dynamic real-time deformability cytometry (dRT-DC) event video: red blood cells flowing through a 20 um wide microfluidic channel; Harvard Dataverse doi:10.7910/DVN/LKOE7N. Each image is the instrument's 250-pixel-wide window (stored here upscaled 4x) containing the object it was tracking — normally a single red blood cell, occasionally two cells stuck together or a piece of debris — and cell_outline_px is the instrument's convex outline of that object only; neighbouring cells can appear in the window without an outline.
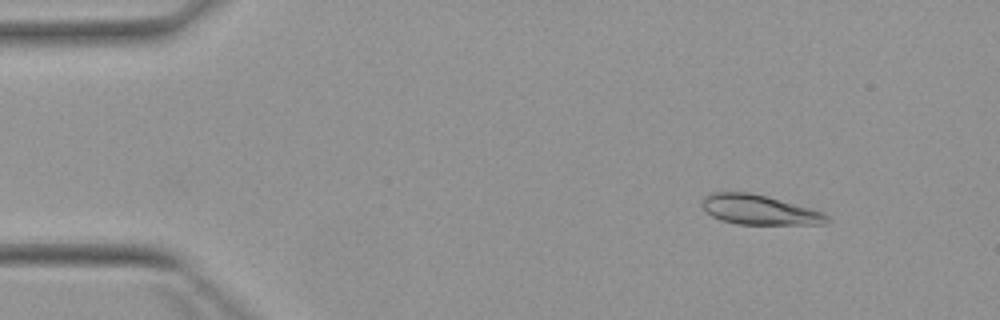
{"species": "Egyptian fruit bat (a non-hibernating species)", "species_latin": "Rousettus aegyptiacus", "temperature_condition": "warm", "stored_images_in_passage": 4, "camera_frame_rate_fps": 3000, "um_per_image_px": 0.085, "animal": {"sex": "female"}, "frame": {"image": 1, "passage_image": 2, "time_ms": 1.0, "image_size_px": [1000, 320], "cell_outline_px": [[832, 220], [824, 224], [736, 224], [720, 220], [712, 216], [700, 204], [700, 200], [704, 196], [712, 192], [748, 192], [768, 196], [824, 212]], "centroid_in_image_um": [64.53, 17.83], "position_along_channel_um": 20.5, "area_um2": 21.79}}
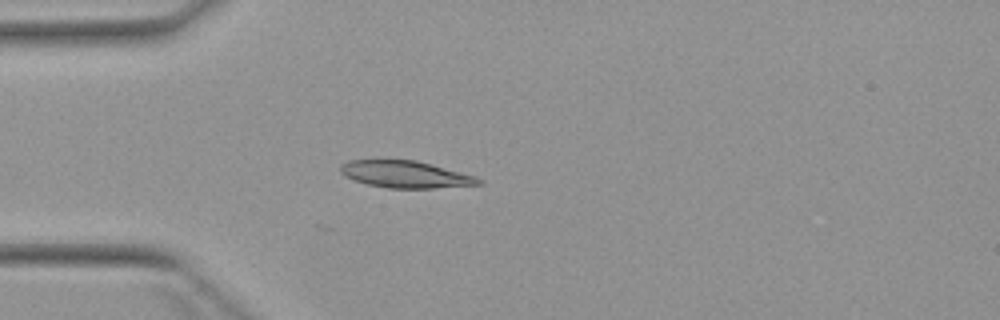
{"frame": {"image": 2, "passage_image": 4, "time_ms": 3.667, "image_size_px": [1000, 320], "cell_outline_px": [[484, 184], [432, 188], [388, 188], [368, 184], [352, 180], [344, 176], [340, 172], [340, 164], [348, 160], [416, 160], [432, 164], [476, 176], [484, 180]], "centroid_in_image_um": [34.47, 14.82], "position_along_channel_um": 50.5, "area_um2": 21.85}}